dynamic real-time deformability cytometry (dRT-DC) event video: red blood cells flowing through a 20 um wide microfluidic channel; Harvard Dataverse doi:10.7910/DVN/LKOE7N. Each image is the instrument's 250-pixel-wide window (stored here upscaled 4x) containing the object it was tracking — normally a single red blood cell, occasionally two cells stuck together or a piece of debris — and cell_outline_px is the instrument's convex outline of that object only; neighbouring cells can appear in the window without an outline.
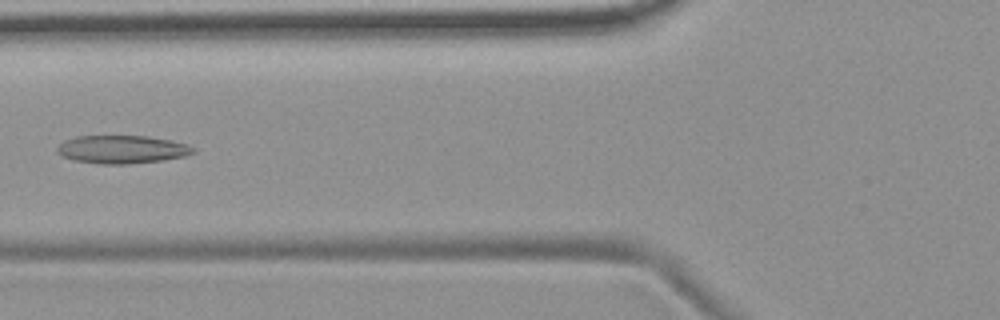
{"species": "common noctule bat (a hibernating species)", "species_latin": "Nyctalus noctula", "temperature_condition": "room temperature", "stored_images_in_passage": 4, "camera_frame_rate_fps": 3000, "um_per_image_px": 0.085, "animal": {"sex": "female", "body_mass_g": 19.9}, "frame": {"image": 1, "passage_image": 4, "time_ms": 3.667, "image_size_px": [1000, 320], "cell_outline_px": [[196, 152], [184, 156], [164, 160], [128, 164], [100, 164], [72, 160], [60, 156], [56, 152], [56, 148], [64, 140], [76, 136], [148, 136], [172, 140], [188, 144], [196, 148]], "centroid_in_image_um": [10.37, 12.7], "position_along_channel_um": 115.4, "area_um2": 22.6}}